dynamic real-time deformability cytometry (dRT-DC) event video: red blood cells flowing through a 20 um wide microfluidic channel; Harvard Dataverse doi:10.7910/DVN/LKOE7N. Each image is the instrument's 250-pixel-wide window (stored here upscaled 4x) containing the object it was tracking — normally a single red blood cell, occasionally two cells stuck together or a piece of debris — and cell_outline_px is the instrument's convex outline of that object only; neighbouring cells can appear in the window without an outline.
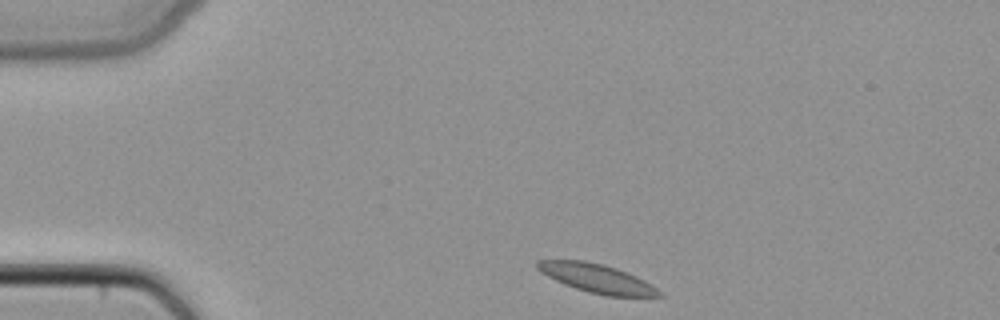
{"species": "common noctule bat (a hibernating species)", "species_latin": "Nyctalus noctula", "temperature_condition": "cold", "stored_images_in_passage": 40, "camera_frame_rate_fps": 3000, "um_per_image_px": 0.085, "animal": {"sex": "female", "body_mass_g": 22.7, "forearm_length_mm": 54.2}, "frame": {"image": 1, "passage_image": 1, "time_ms": 0.0, "image_size_px": [1000, 320], "cell_outline_px": [[664, 296], [604, 296], [588, 292], [564, 284], [540, 272], [536, 268], [536, 260], [584, 260], [604, 264], [616, 268], [636, 276], [652, 284]], "centroid_in_image_um": [50.71, 23.65], "position_along_channel_um": 34.3, "area_um2": 20.35}}
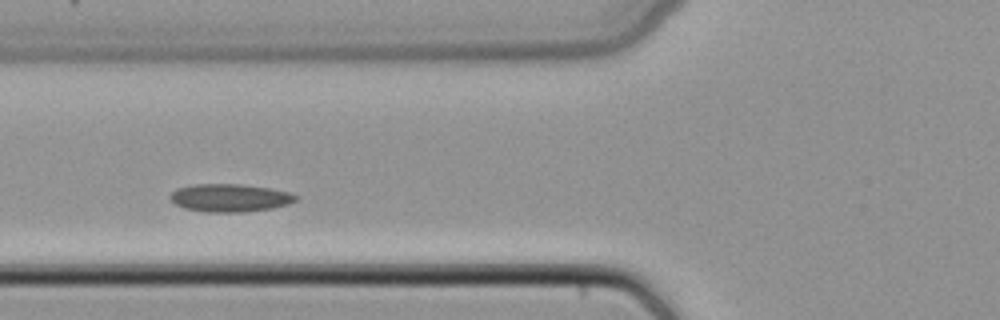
{"frame": {"image": 2, "passage_image": 10, "time_ms": 3.0, "image_size_px": [1000, 320], "cell_outline_px": [[300, 196], [296, 200], [288, 204], [272, 208], [240, 212], [204, 212], [184, 208], [176, 204], [168, 196], [176, 188], [196, 184], [240, 184], [268, 188], [288, 192]], "centroid_in_image_um": [19.52, 16.81], "position_along_channel_um": 106.3, "area_um2": 20.35}}
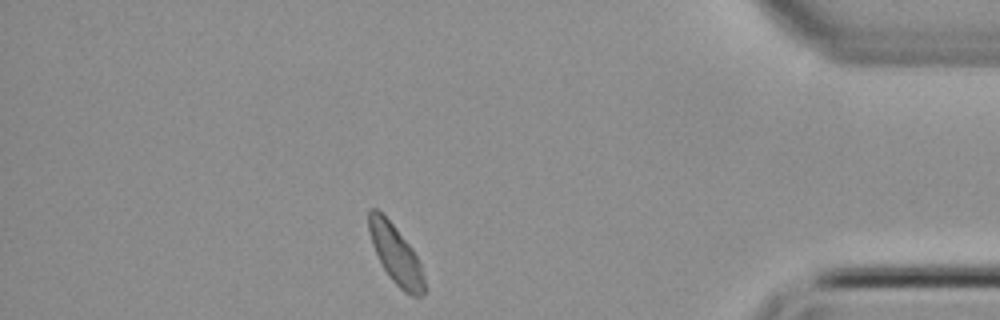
{"frame": {"image": 3, "passage_image": 34, "time_ms": 11.0, "image_size_px": [1000, 320], "cell_outline_px": [[424, 296], [412, 296], [404, 292], [392, 280], [384, 268], [372, 244], [368, 232], [368, 208], [376, 208], [396, 228], [412, 248], [420, 264], [424, 276]], "centroid_in_image_um": [33.63, 21.62], "position_along_channel_um": 401.6, "area_um2": 18.73}}